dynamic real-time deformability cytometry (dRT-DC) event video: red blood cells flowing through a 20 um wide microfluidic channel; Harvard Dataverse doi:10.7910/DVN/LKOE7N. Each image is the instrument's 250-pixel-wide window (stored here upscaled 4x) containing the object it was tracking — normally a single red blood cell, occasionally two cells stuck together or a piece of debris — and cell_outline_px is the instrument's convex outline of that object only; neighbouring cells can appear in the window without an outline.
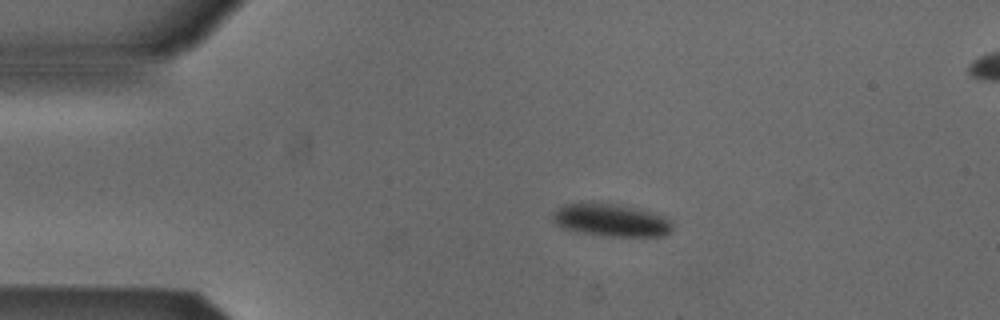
{"species": "Egyptian fruit bat (a non-hibernating species)", "species_latin": "Rousettus aegyptiacus", "temperature_condition": "cold", "stored_images_in_passage": 38, "camera_frame_rate_fps": 3000, "um_per_image_px": 0.085, "animal": {"sex": "male"}, "frame": {"image": 1, "passage_image": 1, "time_ms": 0.0, "image_size_px": [1000, 320], "cell_outline_px": [[672, 228], [668, 232], [660, 236], [604, 236], [580, 232], [564, 228], [556, 224], [552, 220], [552, 216], [556, 208], [564, 204], [592, 200], [620, 204], [640, 208], [664, 216], [672, 224]], "centroid_in_image_um": [51.88, 18.66], "position_along_channel_um": 33.1, "area_um2": 23.29}}
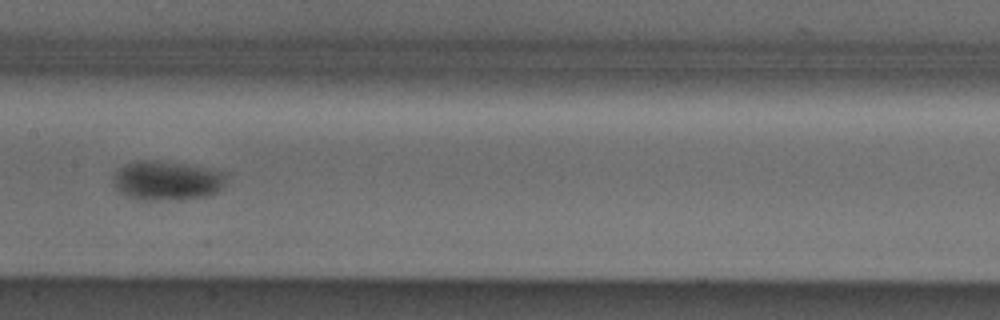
{"frame": {"image": 2, "passage_image": 17, "time_ms": 5.333, "image_size_px": [1000, 320], "cell_outline_px": [[228, 172], [224, 184], [216, 192], [204, 196], [156, 200], [136, 200], [120, 192], [112, 184], [112, 176], [124, 164], [136, 160], [160, 160]], "centroid_in_image_um": [14.13, 15.33], "position_along_channel_um": 193.3, "area_um2": 25.84}}
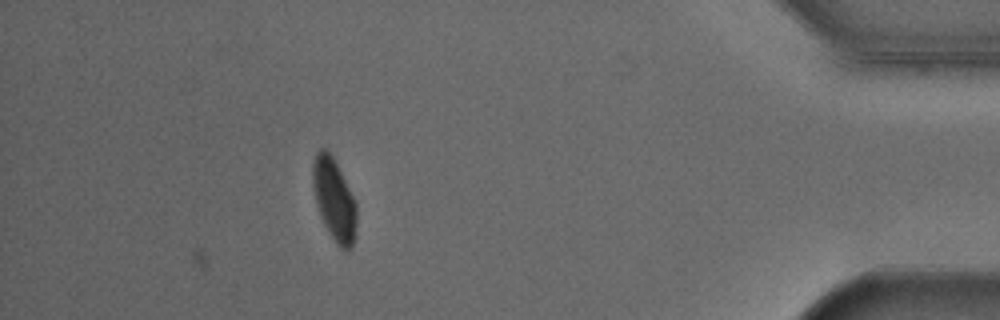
{"frame": {"image": 3, "passage_image": 38, "time_ms": 12.333, "image_size_px": [1000, 320], "cell_outline_px": [[356, 236], [352, 248], [348, 252], [340, 248], [336, 244], [328, 232], [324, 224], [316, 204], [312, 184], [312, 164], [316, 152], [320, 148], [324, 148], [332, 156], [356, 204]], "centroid_in_image_um": [28.39, 17.03], "position_along_channel_um": 406.8, "area_um2": 20.92}, "authors_computed_cell_mechanics": {"area_um2": 23.9292, "velocity_mm_per_s": 3.8301, "shape_relaxation_time_tau1_ms": 2.5629, "shape_relaxation_time_tau2_ms": null, "deformation_change_tau1": 0.0772, "deformation_change_tau2": null}}